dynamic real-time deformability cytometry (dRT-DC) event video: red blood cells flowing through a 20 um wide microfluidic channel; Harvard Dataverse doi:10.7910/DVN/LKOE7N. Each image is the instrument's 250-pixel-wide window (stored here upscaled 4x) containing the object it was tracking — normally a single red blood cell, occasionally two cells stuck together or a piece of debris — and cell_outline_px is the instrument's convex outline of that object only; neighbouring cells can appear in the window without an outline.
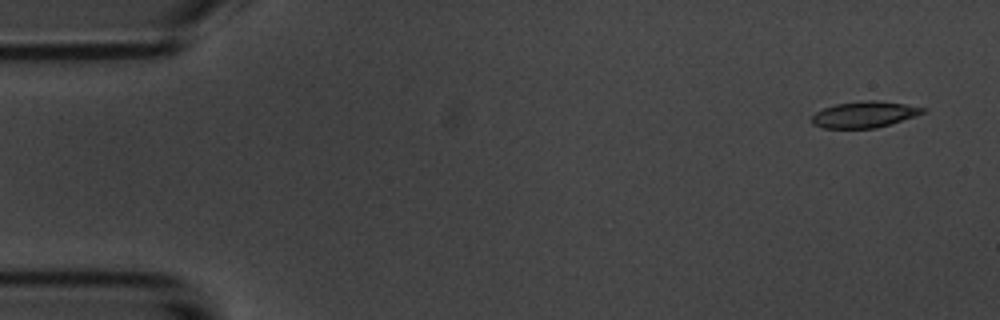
{"species": "common noctule bat (a hibernating species)", "species_latin": "Nyctalus noctula", "temperature_condition": "room temperature", "stored_images_in_passage": 7, "camera_frame_rate_fps": 3000, "um_per_image_px": 0.085, "animal": {"sex": "male", "body_mass_g": 20.1, "forearm_length_mm": 53.5}, "frame": {"image": 1, "passage_image": 1, "time_ms": 0.0, "image_size_px": [1000, 320], "cell_outline_px": [[928, 108], [924, 112], [876, 128], [824, 128], [812, 124], [812, 116], [816, 112], [824, 108], [836, 104], [868, 100], [876, 100], [904, 104]], "centroid_in_image_um": [73.43, 9.73], "position_along_channel_um": 11.6, "area_um2": 16.59}}
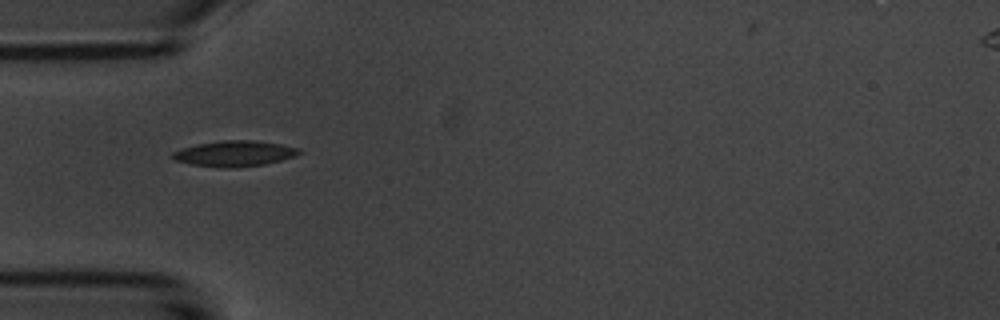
{"frame": {"image": 2, "passage_image": 5, "time_ms": 4.667, "image_size_px": [1000, 320], "cell_outline_px": [[304, 152], [296, 156], [264, 164], [236, 168], [224, 168], [192, 164], [176, 160], [172, 156], [172, 152], [184, 148], [200, 144], [224, 140], [252, 140], [280, 144], [300, 148]], "centroid_in_image_um": [20.01, 13.05], "position_along_channel_um": 65.0, "area_um2": 18.73}}
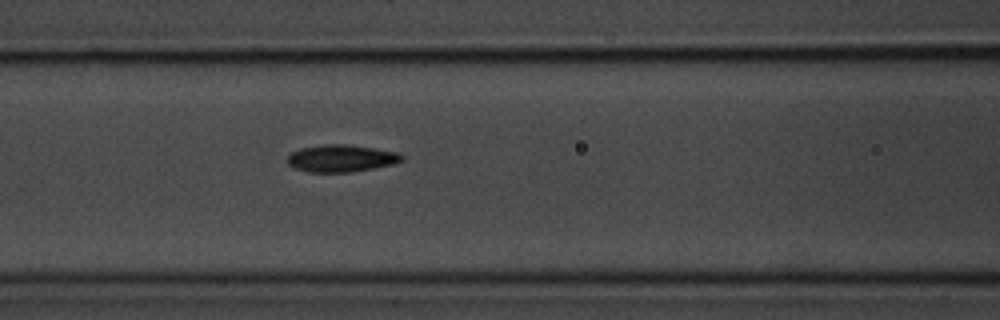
{"frame": {"image": 3, "passage_image": 7, "time_ms": 6.667, "image_size_px": [1000, 320], "cell_outline_px": [[404, 160], [392, 164], [352, 172], [308, 172], [296, 168], [288, 164], [288, 156], [292, 152], [300, 148], [324, 144], [348, 144], [396, 152], [404, 156]], "centroid_in_image_um": [28.99, 13.45], "position_along_channel_um": 137.6, "area_um2": 17.98}}